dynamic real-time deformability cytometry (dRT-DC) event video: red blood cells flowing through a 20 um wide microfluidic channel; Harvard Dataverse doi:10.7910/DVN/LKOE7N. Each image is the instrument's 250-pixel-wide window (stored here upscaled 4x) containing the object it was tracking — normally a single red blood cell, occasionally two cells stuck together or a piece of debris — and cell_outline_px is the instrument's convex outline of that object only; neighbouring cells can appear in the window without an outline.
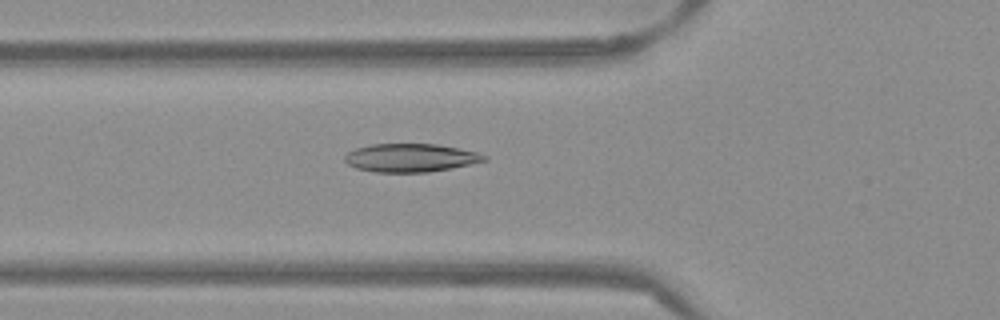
{"species": "Egyptian fruit bat (a non-hibernating species)", "species_latin": "Rousettus aegyptiacus", "temperature_condition": "warm", "stored_images_in_passage": 48, "camera_frame_rate_fps": 3000, "um_per_image_px": 0.085, "frame": {"image": 1, "passage_image": 14, "time_ms": 4.333, "image_size_px": [1000, 320], "cell_outline_px": [[488, 160], [452, 168], [428, 172], [376, 172], [356, 168], [348, 164], [344, 160], [344, 156], [348, 152], [356, 148], [372, 144], [436, 144], [476, 152], [488, 156]], "centroid_in_image_um": [34.89, 13.41], "position_along_channel_um": 90.9, "area_um2": 22.89}}
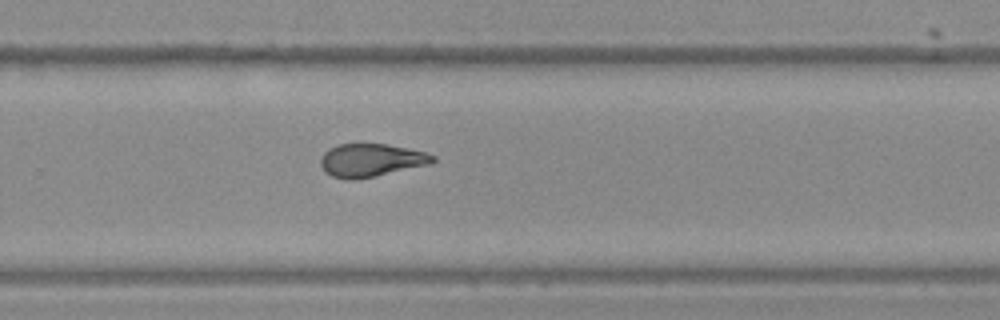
{"frame": {"image": 2, "passage_image": 30, "time_ms": 9.667, "image_size_px": [1000, 320], "cell_outline_px": [[436, 160], [432, 164], [356, 180], [344, 180], [332, 176], [324, 172], [320, 164], [320, 156], [328, 148], [340, 144], [388, 144], [408, 148], [424, 152], [436, 156]], "centroid_in_image_um": [31.52, 13.63], "position_along_channel_um": 298.3, "area_um2": 21.91}}
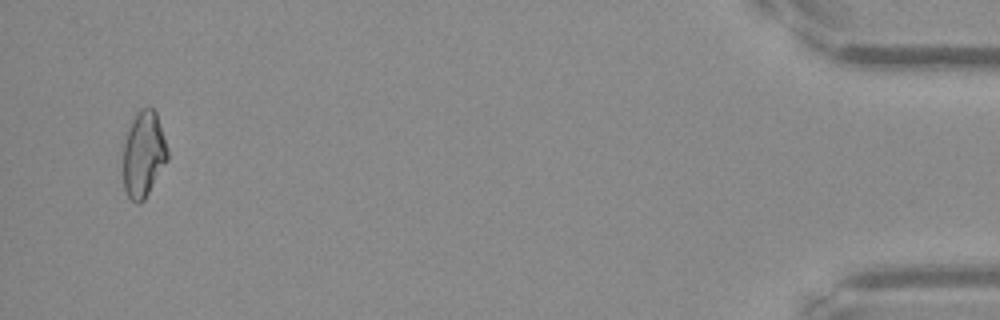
{"frame": {"image": 3, "passage_image": 46, "time_ms": 15.0, "image_size_px": [1000, 320], "cell_outline_px": [[168, 160], [144, 200], [140, 204], [136, 204], [128, 196], [124, 188], [124, 144], [132, 120], [136, 112], [140, 108], [152, 108], [156, 112], [168, 148]], "centroid_in_image_um": [12.22, 13.12], "position_along_channel_um": 423.0, "area_um2": 22.08}, "authors_computed_cell_mechanics": {"area_um2": 21.9062, "velocity_mm_per_s": 3.8816, "shape_relaxation_time_tau1_ms": null, "shape_relaxation_time_tau2_ms": 2.5554, "deformation_change_tau1": null, "deformation_change_tau2": 0.0808}}